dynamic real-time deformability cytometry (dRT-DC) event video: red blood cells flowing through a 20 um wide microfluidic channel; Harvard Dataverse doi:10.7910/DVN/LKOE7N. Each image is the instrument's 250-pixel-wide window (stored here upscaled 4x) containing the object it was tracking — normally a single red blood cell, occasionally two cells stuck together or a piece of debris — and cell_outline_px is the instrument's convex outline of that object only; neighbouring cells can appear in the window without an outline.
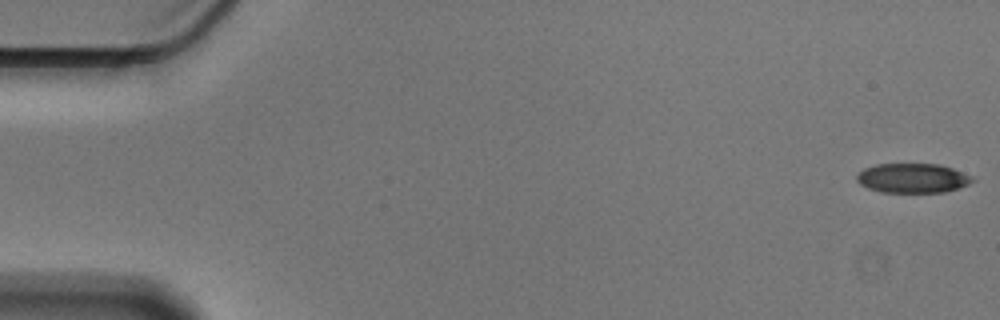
{"species": "Egyptian fruit bat (a non-hibernating species)", "species_latin": "Rousettus aegyptiacus", "temperature_condition": "cold", "stored_images_in_passage": 56, "camera_frame_rate_fps": 3000, "um_per_image_px": 0.085, "animal": {"sex": "male"}, "frame": {"image": 1, "passage_image": 1, "time_ms": 0.0, "image_size_px": [1000, 320], "cell_outline_px": [[976, 180], [960, 188], [944, 192], [880, 192], [868, 188], [860, 184], [856, 180], [856, 176], [864, 168], [876, 164], [940, 164], [952, 168], [972, 176]], "centroid_in_image_um": [77.58, 15.14], "position_along_channel_um": 7.4, "area_um2": 19.94}}
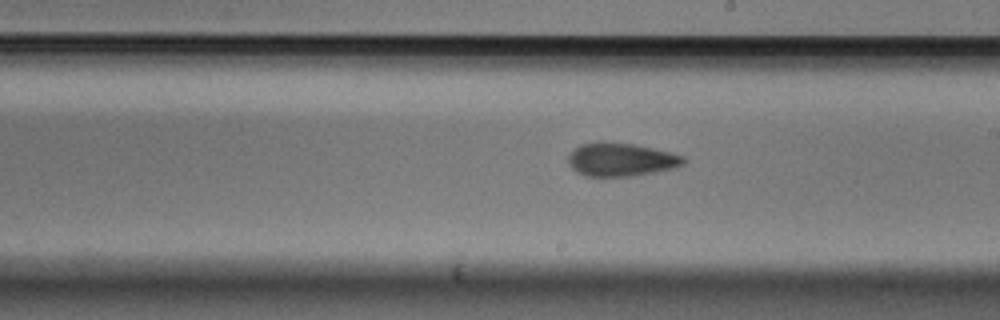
{"frame": {"image": 2, "passage_image": 32, "time_ms": 10.333, "image_size_px": [1000, 320], "cell_outline_px": [[688, 160], [684, 164], [676, 168], [636, 176], [584, 176], [576, 172], [568, 164], [568, 156], [580, 144], [600, 140], [636, 144], [684, 156]], "centroid_in_image_um": [52.79, 13.56], "position_along_channel_um": 236.2, "area_um2": 22.83}}
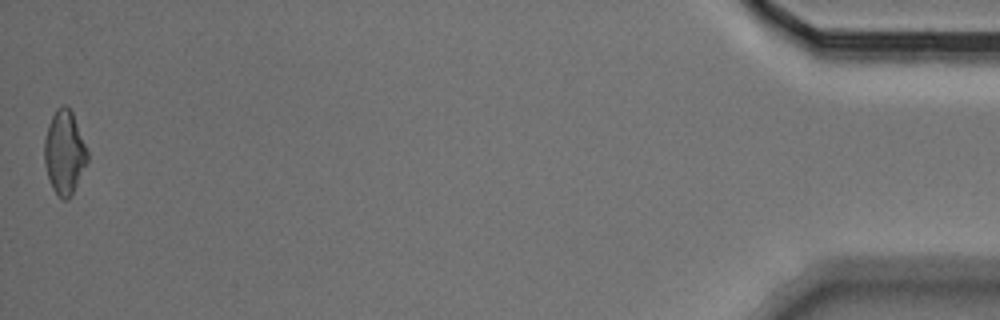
{"frame": {"image": 3, "passage_image": 56, "time_ms": 18.333, "image_size_px": [1000, 320], "cell_outline_px": [[88, 160], [68, 200], [64, 200], [52, 188], [44, 164], [44, 140], [48, 124], [56, 108], [60, 104], [64, 104], [72, 112], [88, 152]], "centroid_in_image_um": [5.45, 12.92], "position_along_channel_um": 429.7, "area_um2": 20.69}, "authors_computed_cell_mechanics": {"area_um2": 21.964, "velocity_mm_per_s": 3.5759, "shape_relaxation_time_tau1_ms": 6.2292, "shape_relaxation_time_tau2_ms": 2.5688, "deformation_change_tau1": 0.139, "deformation_change_tau2": 0.091}}